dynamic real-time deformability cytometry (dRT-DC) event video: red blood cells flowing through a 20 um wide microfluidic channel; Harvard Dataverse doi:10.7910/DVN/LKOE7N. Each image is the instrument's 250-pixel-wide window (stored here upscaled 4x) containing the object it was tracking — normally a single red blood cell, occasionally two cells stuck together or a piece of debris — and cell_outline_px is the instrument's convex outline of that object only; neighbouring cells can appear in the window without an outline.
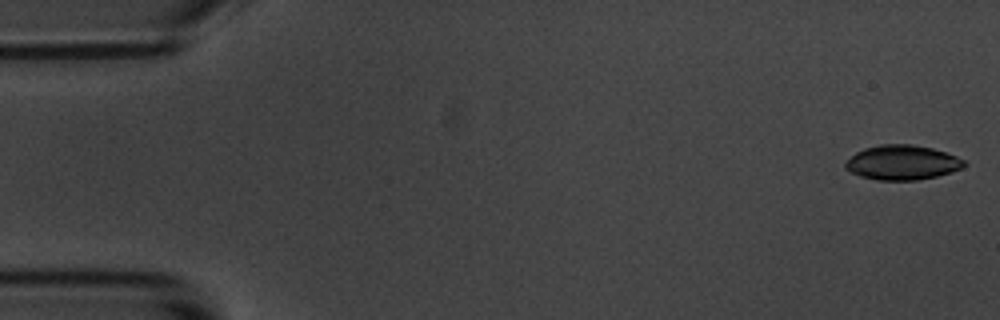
{"species": "common noctule bat (a hibernating species)", "species_latin": "Nyctalus noctula", "temperature_condition": "room temperature", "stored_images_in_passage": 55, "camera_frame_rate_fps": 3000, "um_per_image_px": 0.085, "animal": {"sex": "male", "body_mass_g": 20.1, "forearm_length_mm": 53.5}, "frame": {"image": 1, "passage_image": 1, "time_ms": 0.0, "image_size_px": [1000, 320], "cell_outline_px": [[968, 164], [952, 172], [936, 176], [916, 180], [876, 180], [860, 176], [844, 168], [844, 164], [856, 152], [864, 148], [880, 144], [912, 144], [932, 148], [956, 156], [964, 160]], "centroid_in_image_um": [76.68, 13.81], "position_along_channel_um": 8.3, "area_um2": 23.93}}
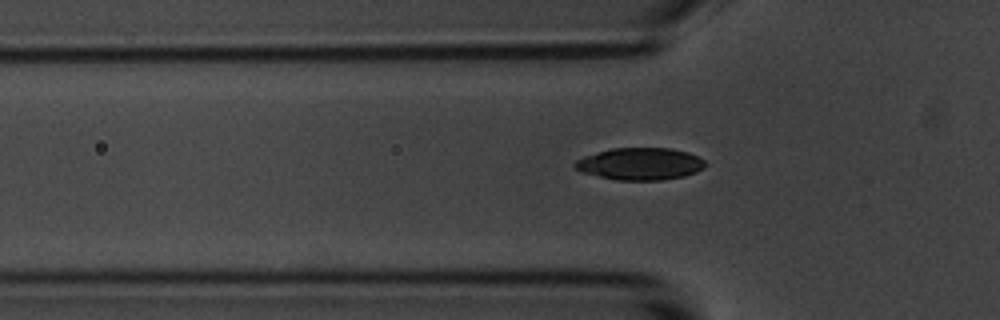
{"frame": {"image": 2, "passage_image": 17, "time_ms": 5.333, "image_size_px": [1000, 320], "cell_outline_px": [[708, 164], [704, 168], [696, 172], [684, 176], [660, 180], [616, 180], [580, 172], [572, 164], [576, 160], [584, 156], [612, 148], [672, 148], [688, 152], [704, 160]], "centroid_in_image_um": [54.41, 13.93], "position_along_channel_um": 71.4, "area_um2": 24.51}}
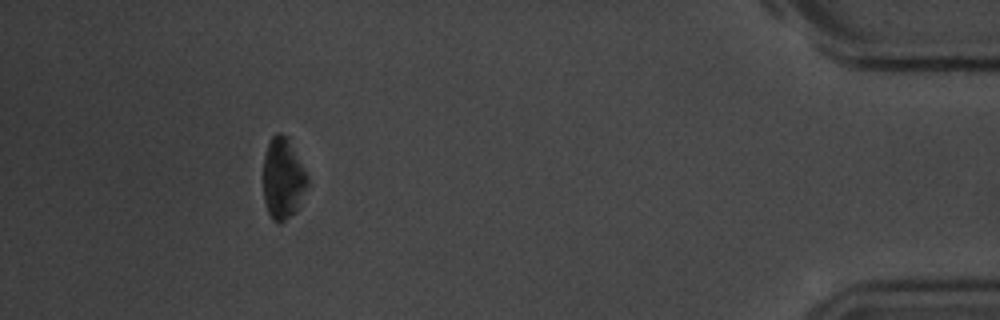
{"frame": {"image": 3, "passage_image": 50, "time_ms": 16.333, "image_size_px": [1000, 320], "cell_outline_px": [[308, 184], [300, 208], [296, 212], [280, 224], [272, 220], [268, 212], [264, 200], [264, 156], [268, 144], [272, 136], [276, 132], [280, 132], [288, 136], [308, 176]], "centroid_in_image_um": [24.08, 15.19], "position_along_channel_um": 411.1, "area_um2": 21.27}, "authors_computed_cell_mechanics": {"area_um2": 24.276, "velocity_mm_per_s": 3.6222, "shape_relaxation_time_tau1_ms": 1.2847, "shape_relaxation_time_tau2_ms": null, "deformation_change_tau1": 0.05, "deformation_change_tau2": null}}